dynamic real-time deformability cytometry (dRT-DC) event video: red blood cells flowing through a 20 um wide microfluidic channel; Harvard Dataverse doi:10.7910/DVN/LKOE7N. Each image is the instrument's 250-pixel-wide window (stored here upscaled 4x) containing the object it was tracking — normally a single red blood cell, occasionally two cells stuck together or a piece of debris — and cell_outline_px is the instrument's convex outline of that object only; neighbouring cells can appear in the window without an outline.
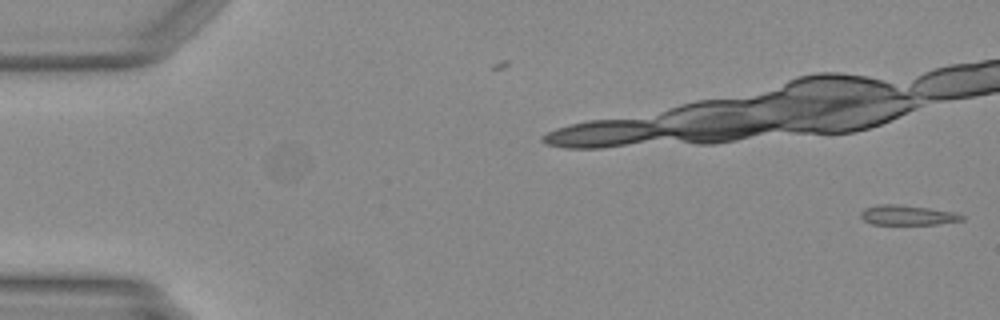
{"species": "Egyptian fruit bat (a non-hibernating species)", "species_latin": "Rousettus aegyptiacus", "temperature_condition": "warm", "stored_images_in_passage": 5, "camera_frame_rate_fps": 3000, "um_per_image_px": 0.085, "animal": {"sex": "female"}, "frame": {"image": 1, "passage_image": 5, "time_ms": 1.333, "image_size_px": [1000, 320], "cell_outline_px": [[964, 220], [936, 224], [872, 224], [864, 220], [860, 216], [860, 212], [864, 208], [880, 204], [896, 204], [928, 208], [956, 212], [964, 216]], "centroid_in_image_um": [77.13, 18.28], "position_along_channel_um": 7.9, "area_um2": 11.68}}